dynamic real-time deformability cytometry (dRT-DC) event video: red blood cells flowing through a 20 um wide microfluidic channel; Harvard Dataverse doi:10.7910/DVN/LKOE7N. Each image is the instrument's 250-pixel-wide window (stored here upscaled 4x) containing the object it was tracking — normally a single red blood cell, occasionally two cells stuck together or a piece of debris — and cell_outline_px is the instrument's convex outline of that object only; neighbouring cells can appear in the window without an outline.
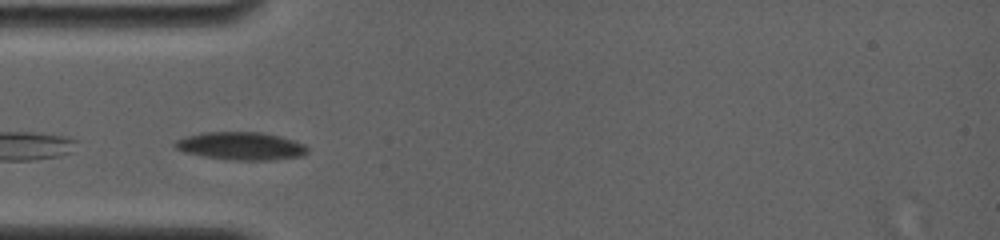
{"species": "common noctule bat (a hibernating species)", "species_latin": "Nyctalus noctula", "temperature_condition": "room temperature", "stored_images_in_passage": 29, "camera_frame_rate_fps": 4000, "um_per_image_px": 0.085, "animal": {"sex": "female", "body_mass_g": 19.0, "forearm_length_mm": 56.7}, "frame": {"image": 1, "passage_image": 1, "time_ms": 0.0, "image_size_px": [1000, 240], "cell_outline_px": [[308, 152], [304, 156], [272, 160], [236, 160], [204, 156], [184, 152], [176, 148], [172, 144], [176, 140], [200, 132], [260, 132], [280, 136], [304, 144], [308, 148]], "centroid_in_image_um": [20.5, 12.41], "position_along_channel_um": 64.5, "area_um2": 21.5}}
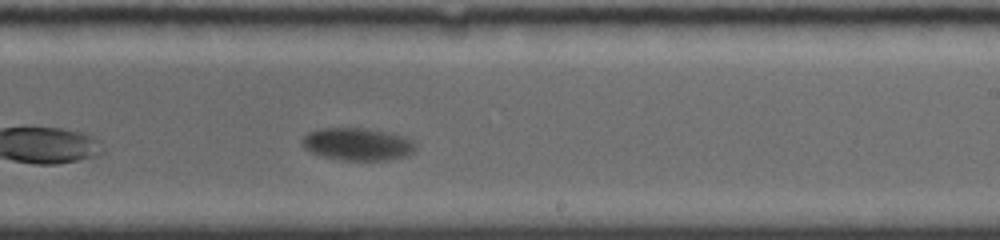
{"frame": {"image": 2, "passage_image": 14, "time_ms": 5.5, "image_size_px": [1000, 240], "cell_outline_px": [[416, 148], [412, 152], [404, 156], [388, 160], [344, 160], [324, 156], [312, 152], [304, 148], [300, 140], [308, 132], [320, 128], [368, 128], [388, 132], [404, 136], [412, 140], [416, 144]], "centroid_in_image_um": [30.39, 12.24], "position_along_channel_um": 258.6, "area_um2": 21.5}}
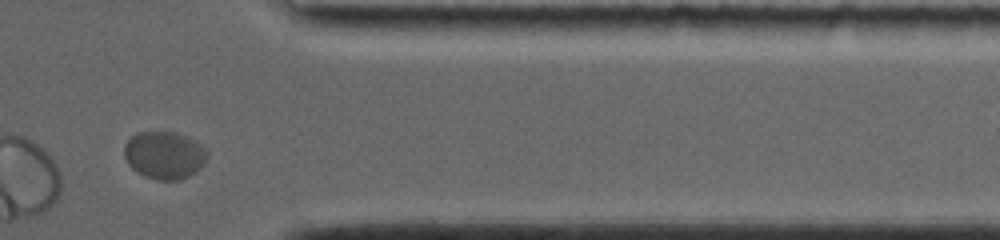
{"frame": {"image": 3, "passage_image": 23, "time_ms": 9.5, "image_size_px": [1000, 240], "cell_outline_px": [[208, 156], [204, 164], [196, 172], [180, 180], [156, 180], [144, 176], [136, 172], [124, 160], [124, 144], [132, 136], [140, 132], [172, 132], [188, 136], [196, 140], [208, 152]], "centroid_in_image_um": [13.97, 13.2], "position_along_channel_um": 397.4, "area_um2": 23.29}, "authors_computed_cell_mechanics": {"area_um2": 22.542, "velocity_mm_per_s": 3.5373, "shape_relaxation_time_tau1_ms": 2.8765, "shape_relaxation_time_tau2_ms": null, "deformation_change_tau1": 0.121, "deformation_change_tau2": null}}